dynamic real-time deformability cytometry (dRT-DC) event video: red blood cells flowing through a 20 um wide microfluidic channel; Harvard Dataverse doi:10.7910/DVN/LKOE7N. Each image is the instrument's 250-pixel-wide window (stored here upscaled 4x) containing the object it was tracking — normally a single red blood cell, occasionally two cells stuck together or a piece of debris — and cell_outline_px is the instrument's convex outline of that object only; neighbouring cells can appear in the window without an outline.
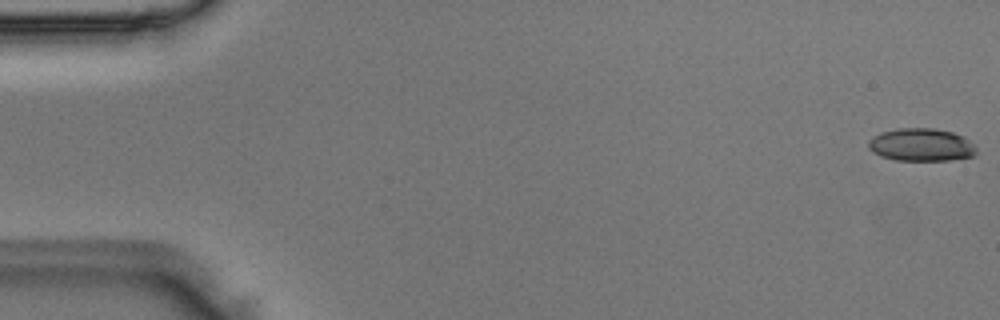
{"species": "Egyptian fruit bat (a non-hibernating species)", "species_latin": "Rousettus aegyptiacus", "temperature_condition": "room temperature", "stored_images_in_passage": 44, "camera_frame_rate_fps": 3000, "um_per_image_px": 0.085, "animal": {"sex": "male"}, "frame": {"image": 1, "passage_image": 1, "time_ms": 0.0, "image_size_px": [1000, 320], "cell_outline_px": [[976, 152], [972, 156], [948, 160], [896, 160], [880, 156], [872, 152], [868, 148], [868, 140], [872, 136], [880, 132], [896, 128], [936, 128], [952, 132], [964, 136], [976, 148]], "centroid_in_image_um": [78.25, 12.29], "position_along_channel_um": 6.7, "area_um2": 20.75}}
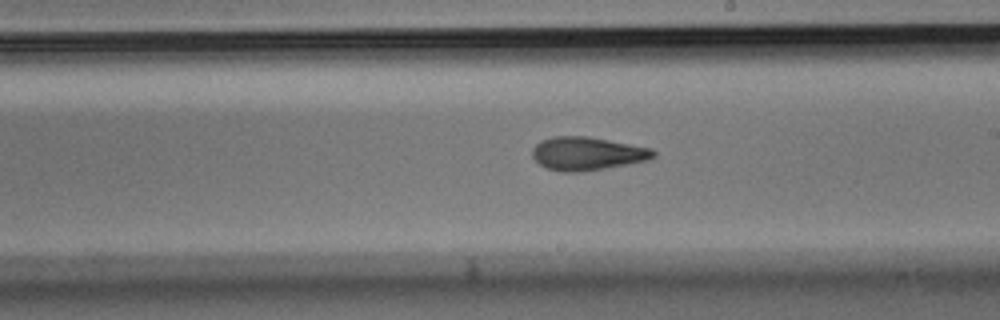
{"frame": {"image": 2, "passage_image": 29, "time_ms": 9.333, "image_size_px": [1000, 320], "cell_outline_px": [[656, 156], [648, 160], [628, 164], [580, 172], [560, 172], [548, 168], [540, 164], [532, 156], [532, 148], [540, 140], [556, 136], [588, 136], [652, 148], [656, 152]], "centroid_in_image_um": [49.92, 13.05], "position_along_channel_um": 239.1, "area_um2": 23.52}}
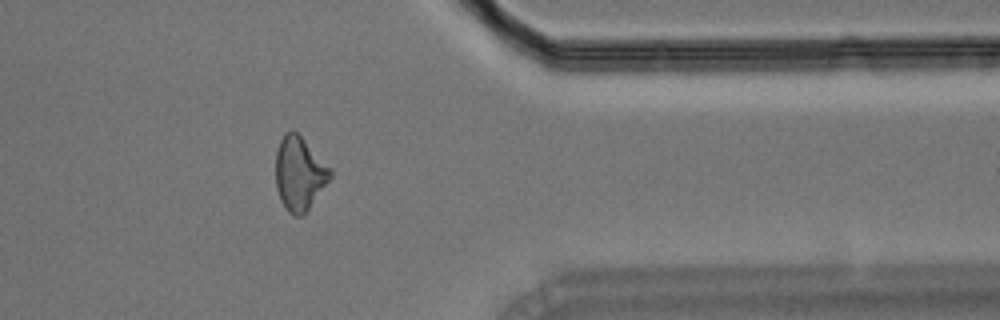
{"frame": {"image": 3, "passage_image": 41, "time_ms": 13.333, "image_size_px": [1000, 320], "cell_outline_px": [[332, 176], [304, 216], [292, 216], [288, 212], [280, 200], [276, 188], [276, 152], [280, 140], [284, 132], [292, 128], [332, 168]], "centroid_in_image_um": [25.44, 14.76], "position_along_channel_um": 386.0, "area_um2": 23.64}}